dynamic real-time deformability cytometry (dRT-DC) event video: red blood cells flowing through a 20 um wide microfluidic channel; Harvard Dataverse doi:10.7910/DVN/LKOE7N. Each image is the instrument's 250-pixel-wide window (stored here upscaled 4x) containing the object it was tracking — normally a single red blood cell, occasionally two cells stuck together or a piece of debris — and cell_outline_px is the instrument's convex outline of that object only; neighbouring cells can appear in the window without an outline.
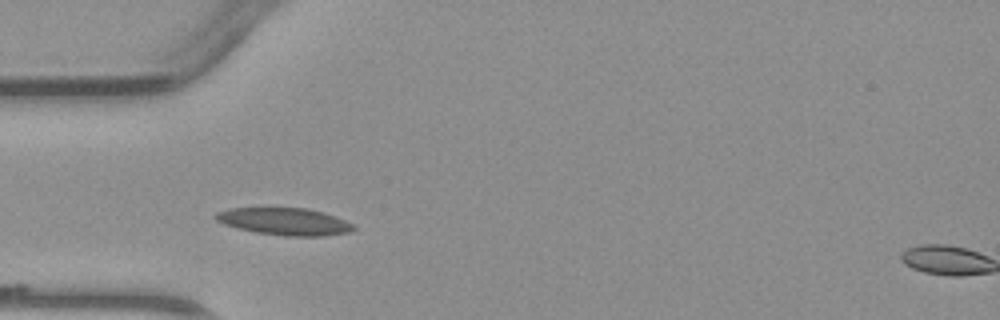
{"species": "common noctule bat (a hibernating species)", "species_latin": "Nyctalus noctula", "temperature_condition": "warm", "stored_images_in_passage": 2, "camera_frame_rate_fps": 3000, "um_per_image_px": 0.085, "animal": {"sex": "male", "body_mass_g": 23.1, "forearm_length_mm": 52.7}, "frame": {"image": 1, "passage_image": 2, "time_ms": 1.333, "image_size_px": [1000, 320], "cell_outline_px": [[356, 228], [348, 232], [324, 236], [284, 236], [256, 232], [224, 224], [216, 220], [212, 216], [216, 212], [228, 208], [308, 208], [324, 212], [336, 216], [352, 224]], "centroid_in_image_um": [24.18, 18.82], "position_along_channel_um": 60.8, "area_um2": 21.85}}